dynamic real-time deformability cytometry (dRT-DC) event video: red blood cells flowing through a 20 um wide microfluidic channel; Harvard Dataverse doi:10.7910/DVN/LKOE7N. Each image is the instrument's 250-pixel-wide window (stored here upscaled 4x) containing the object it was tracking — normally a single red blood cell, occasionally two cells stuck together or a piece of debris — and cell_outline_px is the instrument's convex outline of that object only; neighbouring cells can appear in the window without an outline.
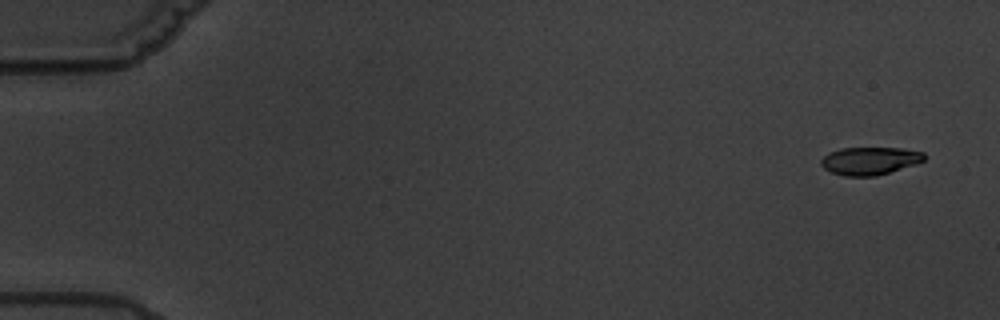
{"species": "common noctule bat (a hibernating species)", "species_latin": "Nyctalus noctula", "temperature_condition": "warm", "stored_images_in_passage": 5, "camera_frame_rate_fps": 3000, "um_per_image_px": 0.085, "animal": {"sex": "male", "body_mass_g": 19.5, "forearm_length_mm": 54.6}, "frame": {"image": 1, "passage_image": 1, "time_ms": 0.0, "image_size_px": [1000, 320], "cell_outline_px": [[924, 160], [916, 164], [876, 176], [844, 176], [832, 172], [824, 168], [820, 164], [820, 160], [828, 152], [840, 148], [900, 148], [924, 152]], "centroid_in_image_um": [73.91, 13.67], "position_along_channel_um": 11.1, "area_um2": 16.7}}
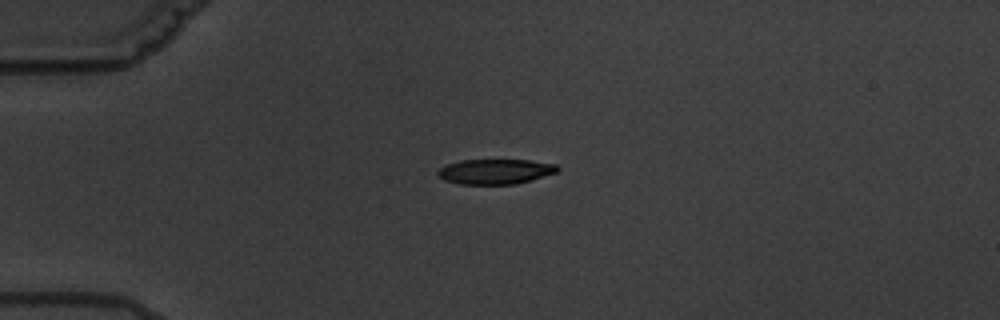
{"frame": {"image": 2, "passage_image": 4, "time_ms": 4.333, "image_size_px": [1000, 320], "cell_outline_px": [[560, 172], [532, 180], [516, 184], [460, 184], [444, 180], [436, 172], [440, 168], [448, 164], [460, 160], [528, 160], [556, 164], [560, 168]], "centroid_in_image_um": [42.16, 14.58], "position_along_channel_um": 42.8, "area_um2": 17.57}}